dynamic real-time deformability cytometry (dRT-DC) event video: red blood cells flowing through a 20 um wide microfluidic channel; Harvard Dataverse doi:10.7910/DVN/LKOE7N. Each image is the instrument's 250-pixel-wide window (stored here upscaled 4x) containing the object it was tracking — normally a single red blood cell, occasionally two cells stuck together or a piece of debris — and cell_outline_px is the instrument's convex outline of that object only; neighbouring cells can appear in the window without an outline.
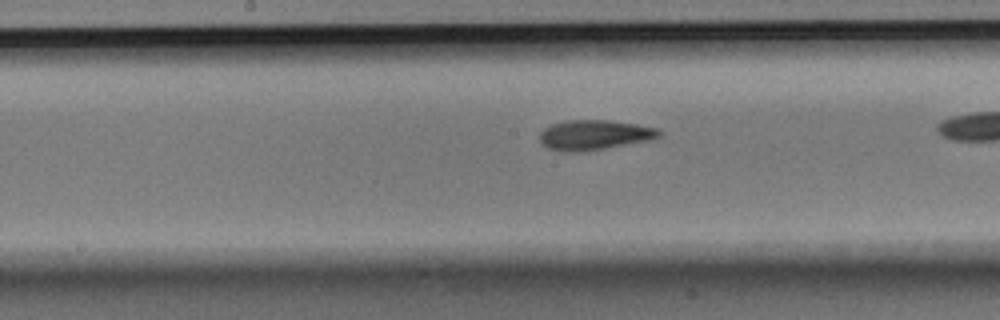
{"species": "Egyptian fruit bat (a non-hibernating species)", "species_latin": "Rousettus aegyptiacus", "temperature_condition": "room temperature", "stored_images_in_passage": 28, "camera_frame_rate_fps": 3000, "um_per_image_px": 0.085, "animal": {"sex": "male"}, "frame": {"image": 1, "passage_image": 13, "time_ms": 4.0, "image_size_px": [1000, 320], "cell_outline_px": [[660, 136], [648, 140], [584, 152], [564, 152], [548, 148], [540, 140], [540, 132], [544, 128], [552, 124], [564, 120], [608, 120], [636, 124], [660, 128]], "centroid_in_image_um": [50.5, 11.46], "position_along_channel_um": 197.7, "area_um2": 20.81}}
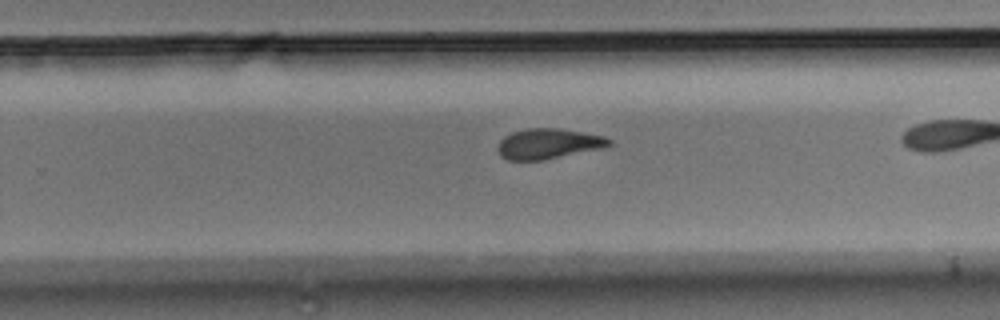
{"frame": {"image": 2, "passage_image": 20, "time_ms": 6.333, "image_size_px": [1000, 320], "cell_outline_px": [[612, 144], [600, 148], [540, 160], [508, 160], [500, 156], [496, 148], [500, 140], [504, 136], [512, 132], [528, 128], [560, 128], [604, 136], [612, 140]], "centroid_in_image_um": [46.55, 12.2], "position_along_channel_um": 283.2, "area_um2": 19.48}}